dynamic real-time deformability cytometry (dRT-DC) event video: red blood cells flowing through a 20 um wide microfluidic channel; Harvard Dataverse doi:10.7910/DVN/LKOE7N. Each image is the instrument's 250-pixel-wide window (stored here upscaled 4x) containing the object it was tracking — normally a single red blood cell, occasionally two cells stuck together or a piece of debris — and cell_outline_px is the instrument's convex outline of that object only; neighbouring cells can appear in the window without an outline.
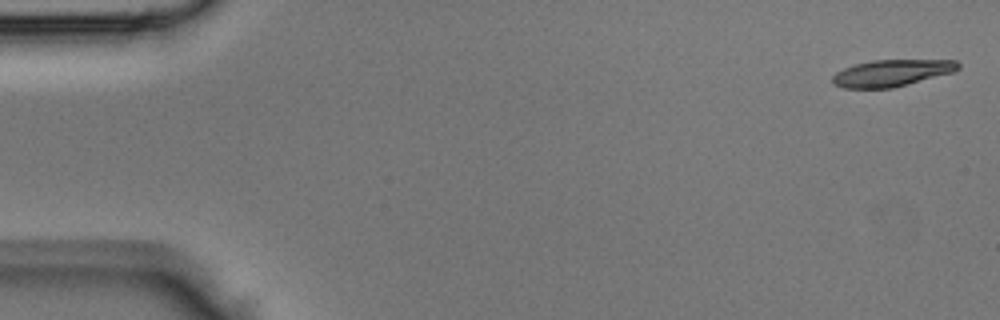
{"species": "Egyptian fruit bat (a non-hibernating species)", "species_latin": "Rousettus aegyptiacus", "temperature_condition": "room temperature", "stored_images_in_passage": 43, "camera_frame_rate_fps": 3000, "um_per_image_px": 0.085, "animal": {"sex": "male"}, "frame": {"image": 1, "passage_image": 1, "time_ms": 0.0, "image_size_px": [1000, 320], "cell_outline_px": [[960, 68], [952, 72], [892, 88], [844, 88], [832, 84], [832, 76], [836, 72], [844, 68], [856, 64], [872, 60], [956, 60], [960, 64]], "centroid_in_image_um": [75.76, 6.2], "position_along_channel_um": 9.2, "area_um2": 19.42}}
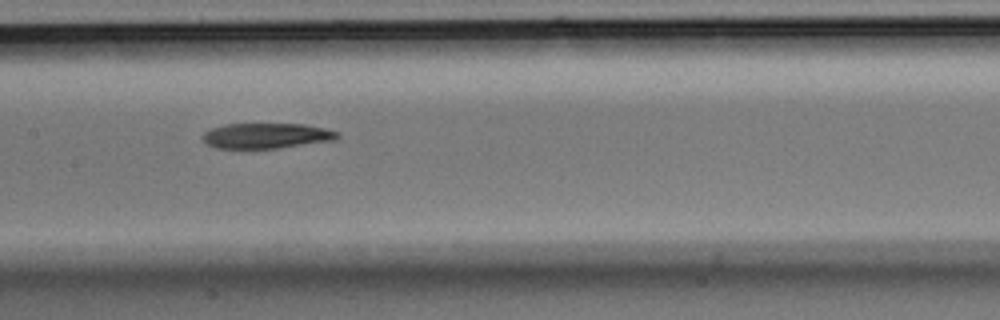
{"frame": {"image": 2, "passage_image": 21, "time_ms": 6.667, "image_size_px": [1000, 320], "cell_outline_px": [[340, 136], [336, 140], [280, 148], [216, 148], [204, 144], [200, 140], [200, 136], [204, 132], [212, 128], [224, 124], [304, 124], [324, 128], [340, 132]], "centroid_in_image_um": [22.61, 11.54], "position_along_channel_um": 184.8, "area_um2": 20.23}}
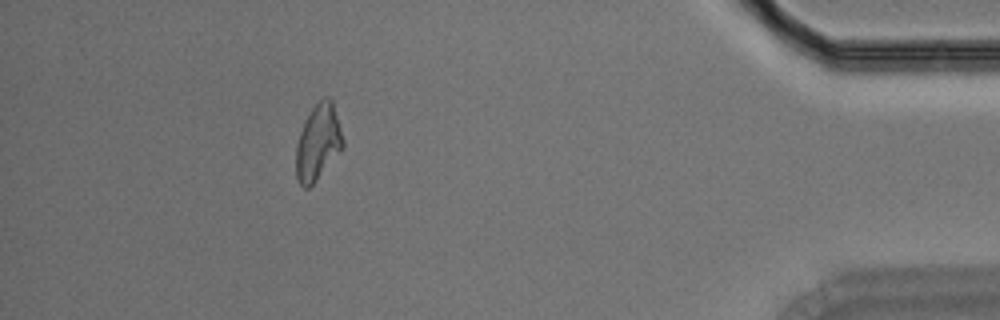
{"frame": {"image": 3, "passage_image": 39, "time_ms": 12.667, "image_size_px": [1000, 320], "cell_outline_px": [[344, 148], [312, 184], [308, 188], [304, 188], [296, 180], [296, 144], [304, 120], [312, 108], [324, 96], [328, 96], [332, 100], [344, 140]], "centroid_in_image_um": [27.03, 12.1], "position_along_channel_um": 408.2, "area_um2": 20.75}}